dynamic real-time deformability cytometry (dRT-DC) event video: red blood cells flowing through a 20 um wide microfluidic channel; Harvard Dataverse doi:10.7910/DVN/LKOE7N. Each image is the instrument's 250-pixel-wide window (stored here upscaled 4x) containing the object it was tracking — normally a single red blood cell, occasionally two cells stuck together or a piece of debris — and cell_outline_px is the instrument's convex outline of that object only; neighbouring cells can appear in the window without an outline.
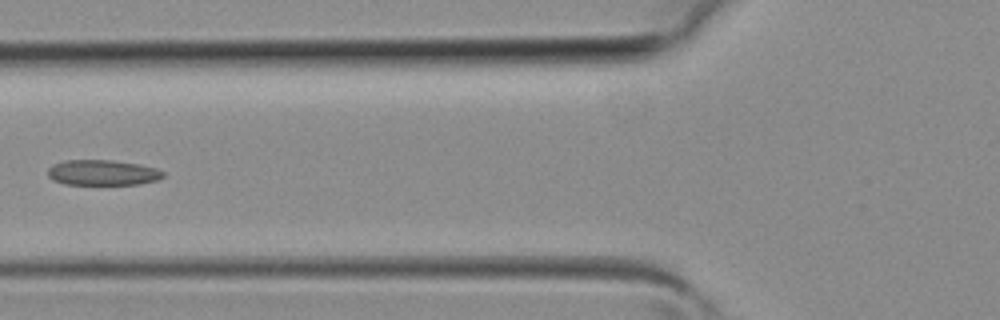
{"species": "common noctule bat (a hibernating species)", "species_latin": "Nyctalus noctula", "temperature_condition": "room temperature", "stored_images_in_passage": 5, "camera_frame_rate_fps": 3000, "um_per_image_px": 0.085, "animal": {"sex": "female", "body_mass_g": 19.3, "forearm_length_mm": 54.1}, "frame": {"image": 1, "passage_image": 5, "time_ms": 1.333, "image_size_px": [1000, 320], "cell_outline_px": [[164, 176], [160, 180], [140, 184], [64, 184], [52, 180], [48, 176], [48, 168], [52, 164], [64, 160], [112, 160], [140, 164], [156, 168], [164, 172]], "centroid_in_image_um": [8.73, 14.67], "position_along_channel_um": 117.1, "area_um2": 17.28}}